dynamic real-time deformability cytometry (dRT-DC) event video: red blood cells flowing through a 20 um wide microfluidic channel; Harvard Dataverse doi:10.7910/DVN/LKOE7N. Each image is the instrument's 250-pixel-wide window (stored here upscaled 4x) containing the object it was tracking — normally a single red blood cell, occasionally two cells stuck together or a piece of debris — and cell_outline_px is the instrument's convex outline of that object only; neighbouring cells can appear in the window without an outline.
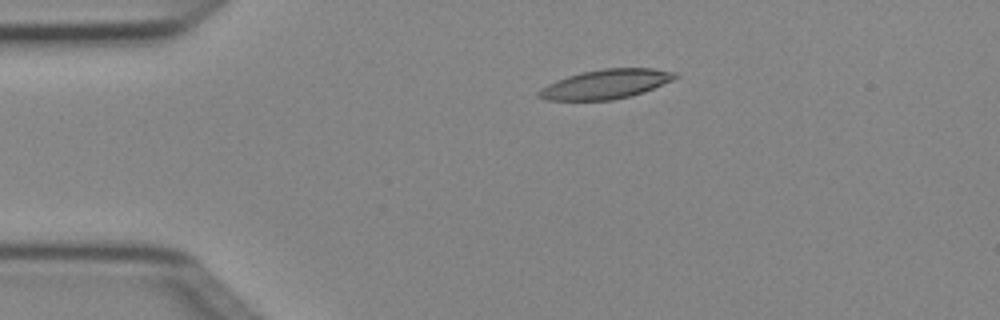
{"species": "Egyptian fruit bat (a non-hibernating species)", "species_latin": "Rousettus aegyptiacus", "temperature_condition": "cold", "stored_images_in_passage": 4, "camera_frame_rate_fps": 3000, "um_per_image_px": 0.085, "animal": {"sex": "female"}, "frame": {"image": 1, "passage_image": 3, "time_ms": 0.667, "image_size_px": [1000, 320], "cell_outline_px": [[680, 76], [672, 80], [644, 92], [612, 100], [544, 100], [536, 96], [536, 92], [540, 88], [556, 80], [580, 72], [604, 68], [652, 68], [676, 72]], "centroid_in_image_um": [51.46, 7.15], "position_along_channel_um": 33.5, "area_um2": 23.41}}